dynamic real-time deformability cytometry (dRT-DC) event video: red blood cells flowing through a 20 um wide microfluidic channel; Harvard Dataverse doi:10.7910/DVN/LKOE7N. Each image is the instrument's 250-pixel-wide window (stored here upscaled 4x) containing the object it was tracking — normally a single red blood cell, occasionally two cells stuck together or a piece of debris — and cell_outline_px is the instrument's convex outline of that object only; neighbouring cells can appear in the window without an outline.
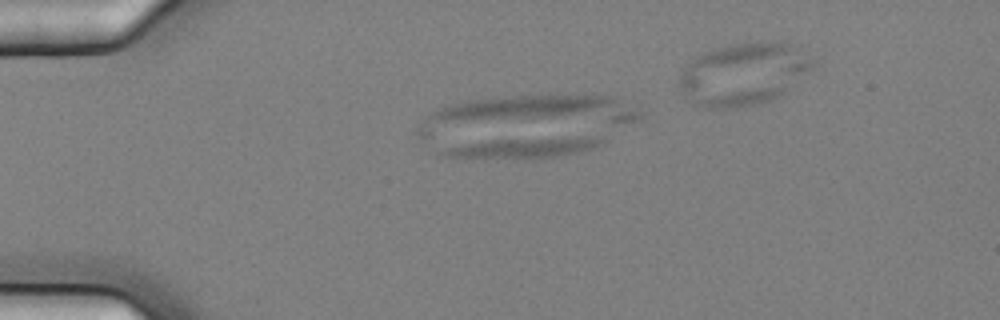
{"species": "common noctule bat (a hibernating species)", "species_latin": "Nyctalus noctula", "temperature_condition": "cold", "stored_images_in_passage": 5, "segment_of_instrument_passage": [1, 2], "camera_frame_rate_fps": 3000, "um_per_image_px": 0.085, "animal": {"sex": "female", "body_mass_g": 25.1}, "frame": {"image": 1, "passage_image": 3, "time_ms": 0.667, "image_size_px": [1000, 320], "cell_outline_px": [[608, 140], [592, 148], [560, 156], [540, 160], [524, 160], [444, 156], [440, 152], [448, 148], [468, 144], [492, 140], [600, 132], [604, 132]], "centroid_in_image_um": [44.94, 12.5], "position_along_channel_um": 40.1, "area_um2": 20.63}}